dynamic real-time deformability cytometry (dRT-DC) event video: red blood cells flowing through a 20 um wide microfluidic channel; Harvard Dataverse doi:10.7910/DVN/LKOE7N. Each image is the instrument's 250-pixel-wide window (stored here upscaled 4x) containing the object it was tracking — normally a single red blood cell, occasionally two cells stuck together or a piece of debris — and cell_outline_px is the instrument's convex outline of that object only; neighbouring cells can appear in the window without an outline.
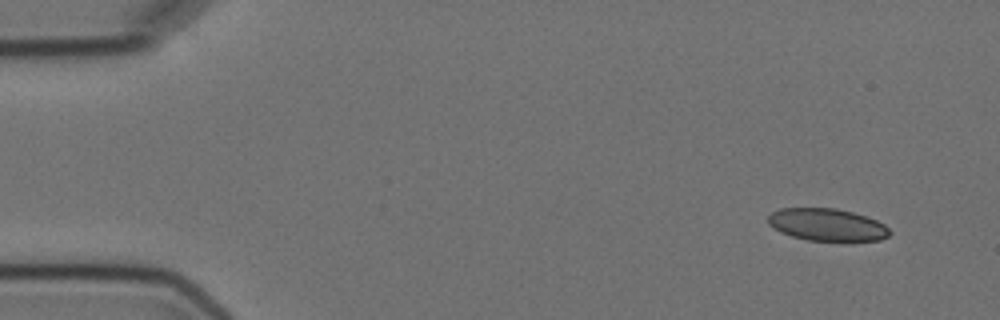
{"species": "Egyptian fruit bat (a non-hibernating species)", "species_latin": "Rousettus aegyptiacus", "temperature_condition": "cold", "stored_images_in_passage": 9, "camera_frame_rate_fps": 3000, "um_per_image_px": 0.085, "animal": {"sex": "female"}, "frame": {"image": 1, "passage_image": 1, "time_ms": 0.0, "image_size_px": [1000, 320], "cell_outline_px": [[892, 232], [888, 236], [880, 240], [808, 240], [792, 236], [780, 232], [768, 224], [768, 216], [772, 212], [780, 208], [836, 208], [852, 212], [876, 220], [884, 224]], "centroid_in_image_um": [70.28, 19.09], "position_along_channel_um": 14.7, "area_um2": 22.72}}
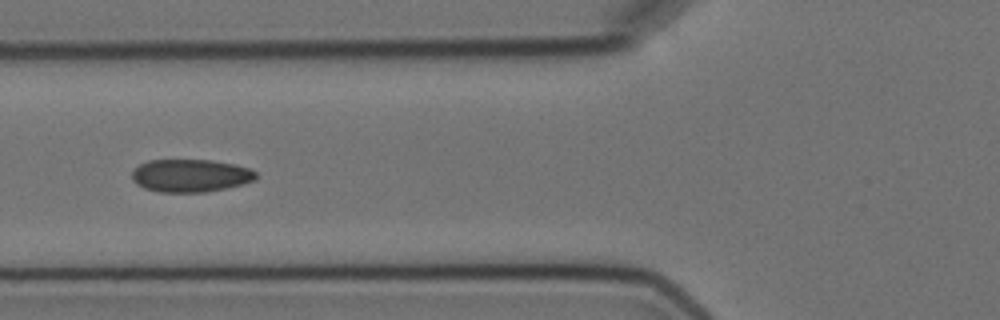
{"frame": {"image": 2, "passage_image": 6, "time_ms": 5.667, "image_size_px": [1000, 320], "cell_outline_px": [[256, 180], [244, 184], [204, 192], [160, 192], [144, 188], [136, 184], [132, 180], [132, 172], [140, 164], [148, 160], [212, 160], [236, 164], [248, 168], [256, 172]], "centroid_in_image_um": [16.2, 14.92], "position_along_channel_um": 109.6, "area_um2": 23.76}}
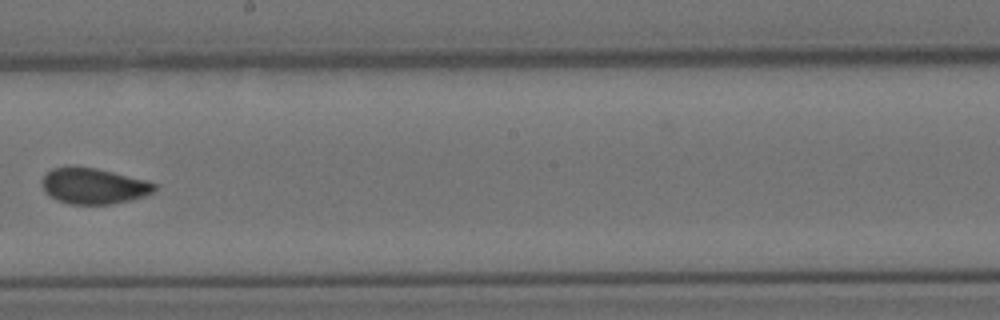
{"frame": {"image": 3, "passage_image": 9, "time_ms": 9.333, "image_size_px": [1000, 320], "cell_outline_px": [[156, 192], [144, 196], [112, 204], [72, 204], [56, 200], [44, 192], [40, 184], [40, 180], [52, 168], [72, 164], [76, 164], [96, 168], [148, 180], [156, 184]], "centroid_in_image_um": [7.92, 15.78], "position_along_channel_um": 240.3, "area_um2": 24.1}}